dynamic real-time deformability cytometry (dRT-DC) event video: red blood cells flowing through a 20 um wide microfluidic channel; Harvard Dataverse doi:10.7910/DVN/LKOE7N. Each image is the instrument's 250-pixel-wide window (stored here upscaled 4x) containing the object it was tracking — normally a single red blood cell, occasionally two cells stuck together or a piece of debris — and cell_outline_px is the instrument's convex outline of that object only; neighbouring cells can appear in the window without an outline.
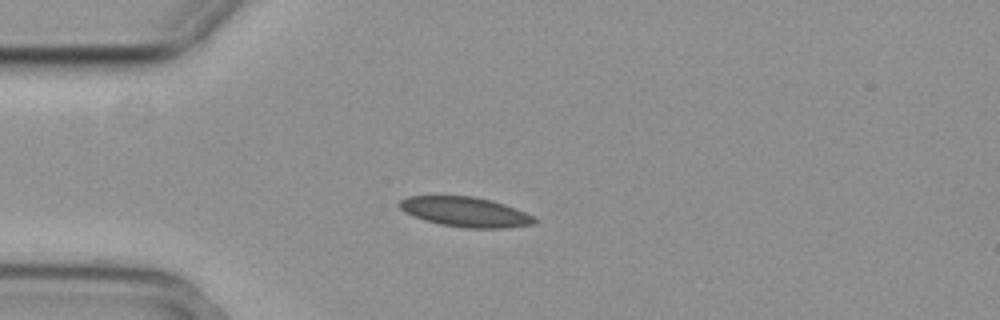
{"species": "common noctule bat (a hibernating species)", "species_latin": "Nyctalus noctula", "temperature_condition": "cold", "stored_images_in_passage": 42, "camera_frame_rate_fps": 3000, "um_per_image_px": 0.085, "animal": {"sex": "female", "body_mass_g": 29.2, "forearm_length_mm": 56.3}, "frame": {"image": 1, "passage_image": 1, "time_ms": 0.0, "image_size_px": [1000, 320], "cell_outline_px": [[540, 220], [536, 224], [508, 228], [468, 228], [440, 224], [424, 220], [412, 216], [404, 212], [396, 204], [400, 200], [408, 196], [472, 196], [492, 200], [516, 208], [536, 216]], "centroid_in_image_um": [39.6, 18.02], "position_along_channel_um": 45.4, "area_um2": 23.87}}
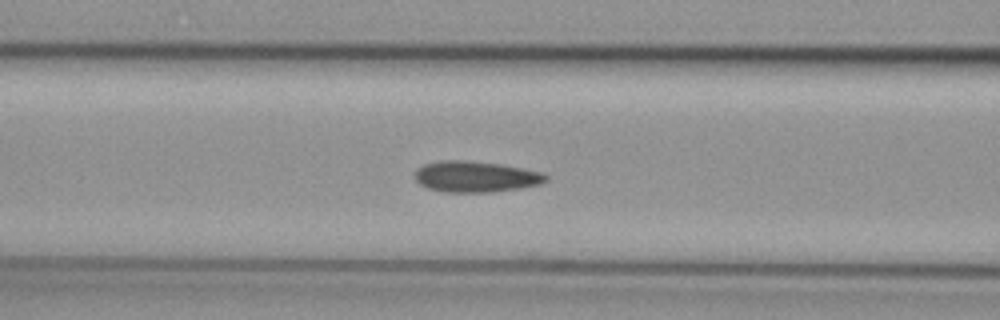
{"frame": {"image": 2, "passage_image": 9, "time_ms": 2.667, "image_size_px": [1000, 320], "cell_outline_px": [[548, 180], [540, 184], [520, 188], [492, 192], [444, 192], [428, 188], [420, 184], [416, 180], [416, 168], [424, 164], [440, 160], [464, 160], [500, 164], [524, 168], [544, 172], [548, 176]], "centroid_in_image_um": [40.46, 15.01], "position_along_channel_um": 126.1, "area_um2": 23.81}}
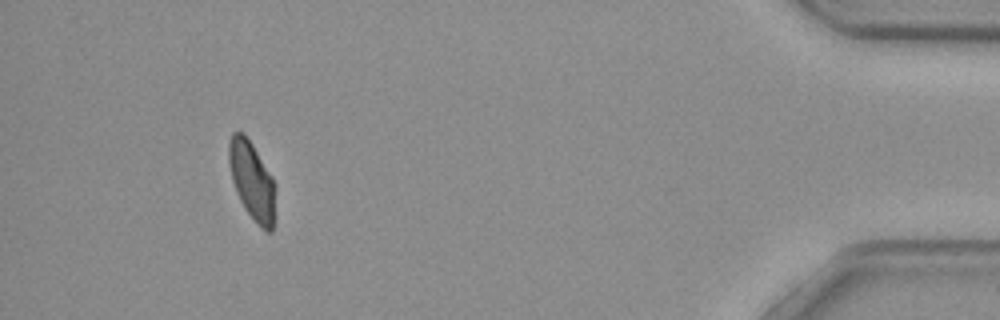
{"frame": {"image": 3, "passage_image": 38, "time_ms": 12.333, "image_size_px": [1000, 320], "cell_outline_px": [[276, 184], [272, 232], [264, 232], [260, 228], [244, 208], [236, 192], [232, 180], [228, 160], [228, 144], [232, 132], [244, 132], [252, 144], [272, 176]], "centroid_in_image_um": [21.42, 15.37], "position_along_channel_um": 413.8, "area_um2": 21.39}, "authors_computed_cell_mechanics": {"area_um2": 23.0044, "velocity_mm_per_s": 3.6943, "shape_relaxation_time_tau1_ms": null, "shape_relaxation_time_tau2_ms": 5.6946, "deformation_change_tau1": null, "deformation_change_tau2": 0.099}}